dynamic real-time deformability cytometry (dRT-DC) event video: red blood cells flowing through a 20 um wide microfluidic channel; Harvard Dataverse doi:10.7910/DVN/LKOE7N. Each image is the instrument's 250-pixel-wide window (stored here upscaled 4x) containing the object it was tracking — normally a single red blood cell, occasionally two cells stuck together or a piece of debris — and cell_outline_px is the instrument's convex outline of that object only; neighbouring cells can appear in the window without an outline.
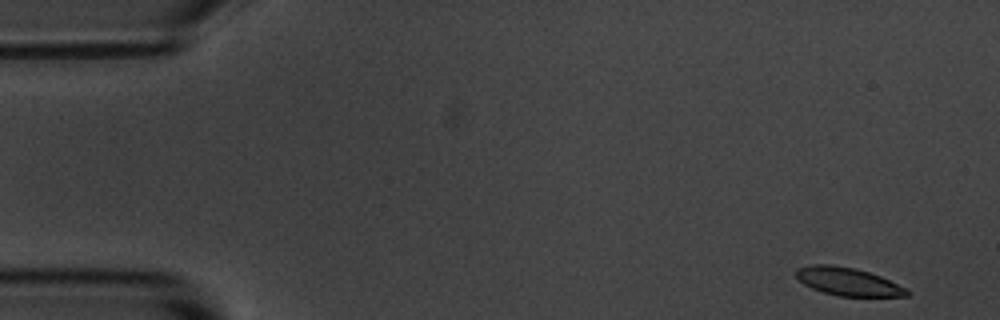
{"species": "common noctule bat (a hibernating species)", "species_latin": "Nyctalus noctula", "temperature_condition": "room temperature", "stored_images_in_passage": 55, "camera_frame_rate_fps": 3000, "um_per_image_px": 0.085, "animal": {"sex": "male", "body_mass_g": 20.1, "forearm_length_mm": 53.5}, "frame": {"image": 1, "passage_image": 1, "time_ms": 0.0, "image_size_px": [1000, 320], "cell_outline_px": [[912, 292], [908, 296], [836, 296], [812, 288], [804, 284], [796, 276], [796, 268], [812, 264], [832, 264], [852, 268], [868, 272], [880, 276], [908, 288]], "centroid_in_image_um": [72.1, 23.94], "position_along_channel_um": 12.9, "area_um2": 18.09}}
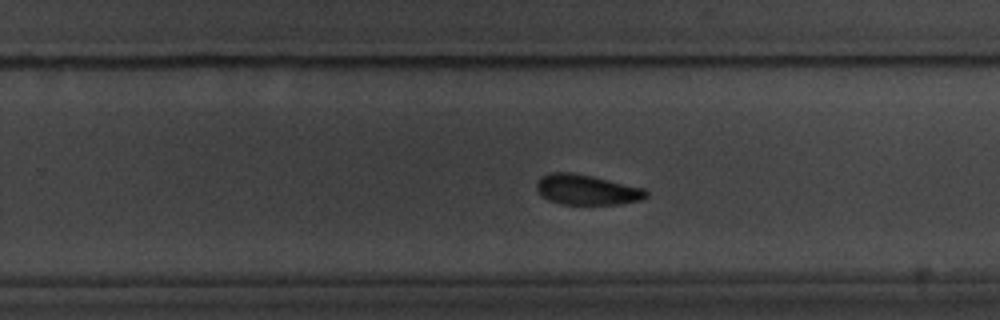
{"frame": {"image": 2, "passage_image": 33, "time_ms": 10.667, "image_size_px": [1000, 320], "cell_outline_px": [[648, 196], [640, 200], [616, 204], [560, 204], [548, 200], [540, 196], [536, 188], [536, 180], [540, 176], [552, 172], [572, 172], [592, 176], [644, 188], [648, 192]], "centroid_in_image_um": [49.82, 16.12], "position_along_channel_um": 280.0, "area_um2": 19.42}}
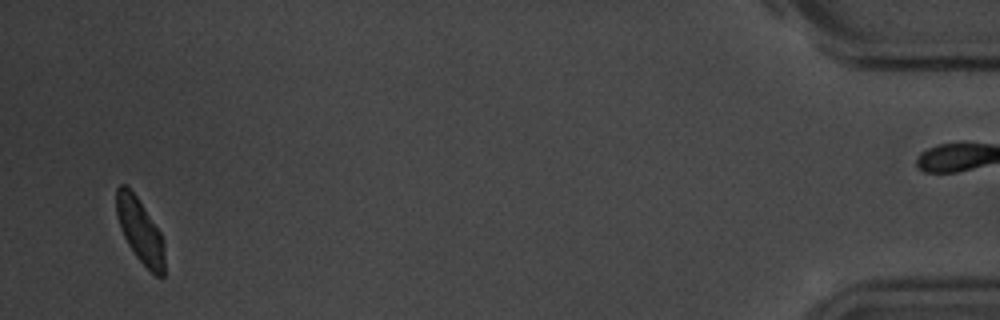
{"frame": {"image": 3, "passage_image": 52, "time_ms": 17.0, "image_size_px": [1000, 320], "cell_outline_px": [[164, 276], [156, 276], [136, 256], [128, 244], [120, 228], [116, 216], [116, 188], [120, 184], [124, 184], [136, 196], [160, 232], [164, 240]], "centroid_in_image_um": [11.89, 19.6], "position_along_channel_um": 423.3, "area_um2": 17.8}, "authors_computed_cell_mechanics": {"area_um2": 19.5364, "velocity_mm_per_s": 3.5785, "shape_relaxation_time_tau1_ms": 2.3016, "shape_relaxation_time_tau2_ms": 6.2498, "deformation_change_tau1": 0.1091, "deformation_change_tau2": 0.1195}}